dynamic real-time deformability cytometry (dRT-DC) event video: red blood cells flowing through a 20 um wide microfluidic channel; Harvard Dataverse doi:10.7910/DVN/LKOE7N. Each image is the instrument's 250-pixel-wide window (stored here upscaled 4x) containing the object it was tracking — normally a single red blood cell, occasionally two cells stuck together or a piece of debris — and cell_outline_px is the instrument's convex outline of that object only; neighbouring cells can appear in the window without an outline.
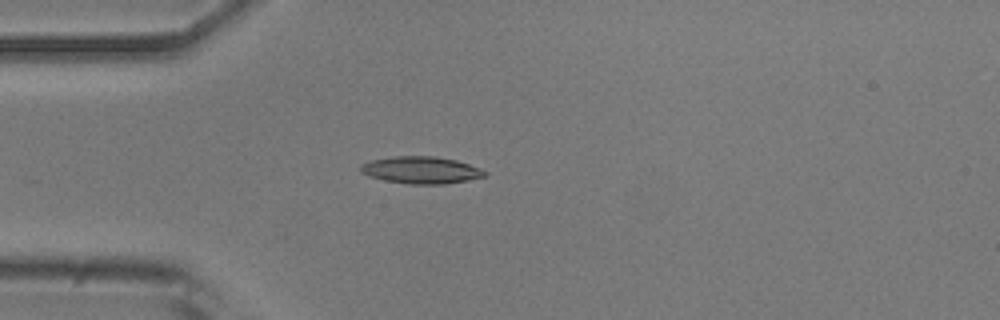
{"species": "common noctule bat (a hibernating species)", "species_latin": "Nyctalus noctula", "temperature_condition": "room temperature", "stored_images_in_passage": 19, "camera_frame_rate_fps": 3000, "um_per_image_px": 0.085, "animal": {"sex": "male", "body_mass_g": 20.5, "forearm_length_mm": 52.5}, "frame": {"image": 1, "passage_image": 1, "time_ms": 0.0, "image_size_px": [1000, 320], "cell_outline_px": [[488, 176], [468, 180], [444, 184], [408, 184], [384, 180], [368, 176], [360, 172], [360, 164], [372, 160], [392, 156], [436, 156], [456, 160], [480, 168], [488, 172]], "centroid_in_image_um": [35.8, 14.45], "position_along_channel_um": 49.2, "area_um2": 19.77}}
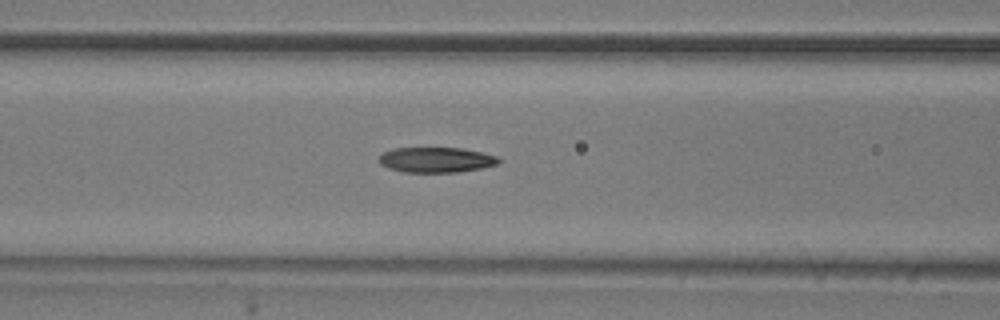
{"frame": {"image": 2, "passage_image": 8, "time_ms": 2.333, "image_size_px": [1000, 320], "cell_outline_px": [[500, 164], [480, 168], [456, 172], [404, 172], [388, 168], [380, 164], [376, 160], [384, 152], [392, 148], [460, 148], [480, 152], [496, 156], [500, 160]], "centroid_in_image_um": [37.03, 13.59], "position_along_channel_um": 129.6, "area_um2": 17.57}}
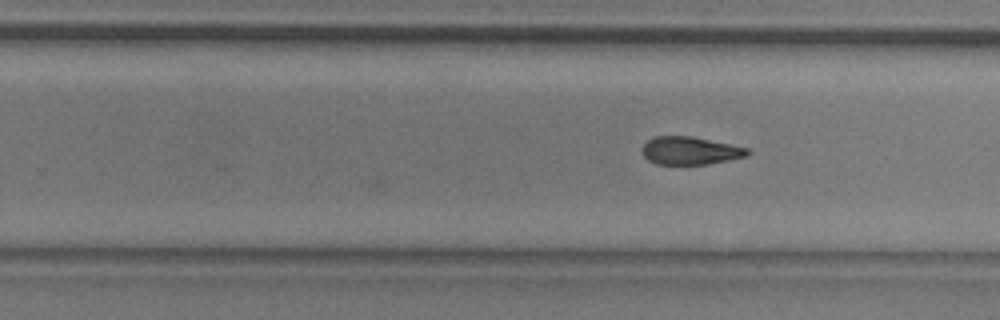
{"frame": {"image": 3, "passage_image": 19, "time_ms": 6.0, "image_size_px": [1000, 320], "cell_outline_px": [[752, 152], [748, 156], [708, 164], [656, 164], [648, 160], [644, 156], [644, 144], [648, 140], [656, 136], [692, 136], [732, 144], [748, 148]], "centroid_in_image_um": [58.72, 12.8], "position_along_channel_um": 271.1, "area_um2": 17.11}}